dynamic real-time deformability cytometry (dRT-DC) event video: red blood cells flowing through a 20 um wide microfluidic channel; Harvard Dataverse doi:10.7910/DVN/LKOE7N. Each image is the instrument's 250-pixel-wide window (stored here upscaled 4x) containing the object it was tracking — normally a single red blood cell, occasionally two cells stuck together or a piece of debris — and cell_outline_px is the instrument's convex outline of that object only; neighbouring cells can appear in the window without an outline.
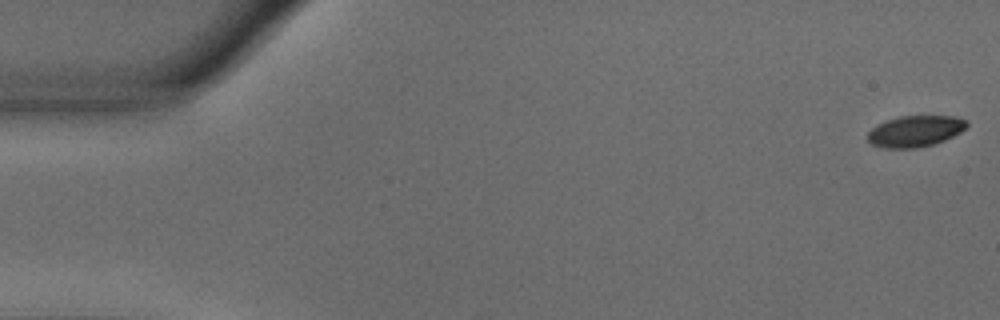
{"species": "common noctule bat (a hibernating species)", "species_latin": "Nyctalus noctula", "temperature_condition": "warm", "stored_images_in_passage": 55, "camera_frame_rate_fps": 3000, "um_per_image_px": 0.085, "animal": {"sex": "male", "body_mass_g": 18.8}, "frame": {"image": 1, "passage_image": 1, "time_ms": 0.0, "image_size_px": [1000, 320], "cell_outline_px": [[968, 124], [960, 132], [944, 140], [932, 144], [916, 148], [884, 148], [872, 144], [868, 140], [868, 132], [872, 128], [884, 120], [900, 116], [956, 116], [968, 120]], "centroid_in_image_um": [77.78, 11.14], "position_along_channel_um": 7.2, "area_um2": 17.98}}
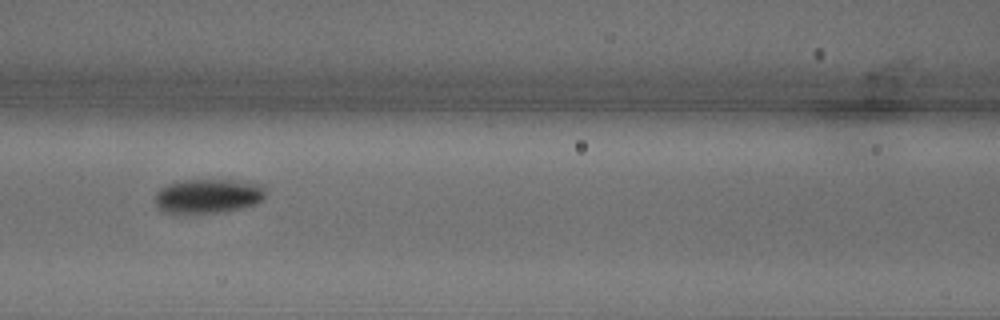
{"frame": {"image": 2, "passage_image": 24, "time_ms": 7.667, "image_size_px": [1000, 320], "cell_outline_px": [[264, 200], [256, 204], [224, 212], [172, 216], [160, 212], [156, 208], [156, 192], [160, 188], [176, 180], [232, 180], [260, 184], [264, 188]], "centroid_in_image_um": [17.59, 16.71], "position_along_channel_um": 149.0, "area_um2": 23.0}}
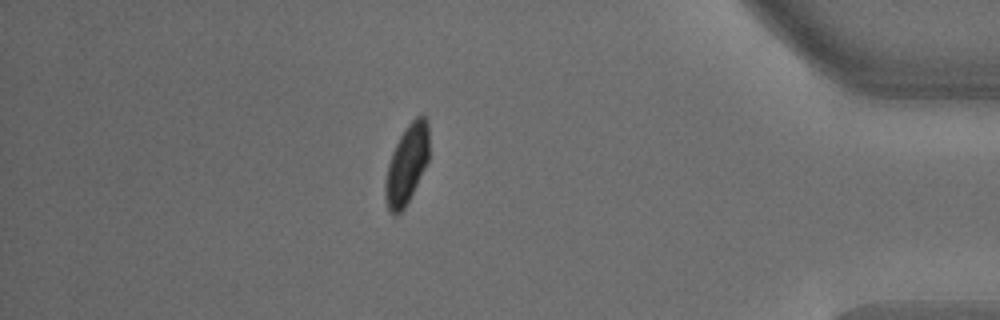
{"frame": {"image": 3, "passage_image": 48, "time_ms": 15.667, "image_size_px": [1000, 320], "cell_outline_px": [[428, 160], [404, 208], [396, 216], [388, 208], [384, 196], [384, 180], [388, 164], [392, 152], [400, 136], [408, 124], [416, 116], [424, 116], [428, 120]], "centroid_in_image_um": [34.55, 13.96], "position_along_channel_um": 400.6, "area_um2": 19.83}, "authors_computed_cell_mechanics": {"area_um2": 20.4612, "velocity_mm_per_s": 3.6514, "shape_relaxation_time_tau1_ms": 3.2433, "shape_relaxation_time_tau2_ms": 3.2742, "deformation_change_tau1": 0.1427, "deformation_change_tau2": 0.0485}}